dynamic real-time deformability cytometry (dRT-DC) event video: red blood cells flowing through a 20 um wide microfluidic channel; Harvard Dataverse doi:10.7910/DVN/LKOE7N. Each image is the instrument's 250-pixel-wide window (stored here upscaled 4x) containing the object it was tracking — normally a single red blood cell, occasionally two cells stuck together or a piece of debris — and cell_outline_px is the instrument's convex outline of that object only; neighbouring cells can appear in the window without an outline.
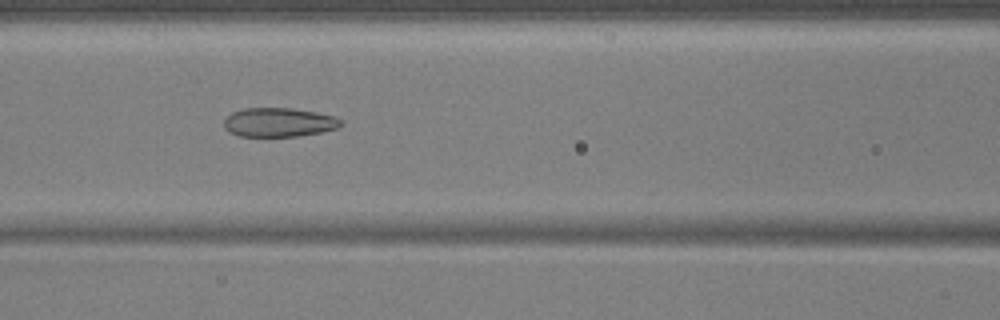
{"species": "common noctule bat (a hibernating species)", "species_latin": "Nyctalus noctula", "temperature_condition": "warm", "stored_images_in_passage": 54, "camera_frame_rate_fps": 3000, "um_per_image_px": 0.085, "animal": {"sex": "male", "body_mass_g": 17.9, "forearm_length_mm": 54.2}, "frame": {"image": 1, "passage_image": 24, "time_ms": 7.667, "image_size_px": [1000, 320], "cell_outline_px": [[344, 124], [336, 128], [320, 132], [296, 136], [240, 136], [228, 132], [224, 128], [224, 120], [232, 112], [244, 108], [292, 108], [316, 112], [336, 116], [344, 120]], "centroid_in_image_um": [23.72, 10.39], "position_along_channel_um": 142.9, "area_um2": 19.88}}
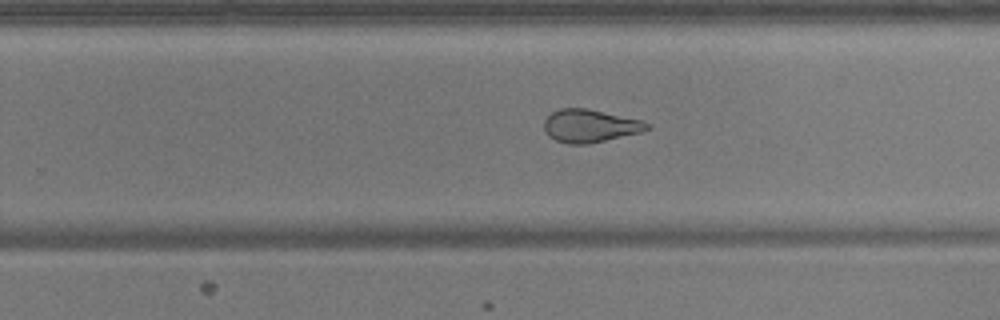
{"frame": {"image": 2, "passage_image": 35, "time_ms": 11.333, "image_size_px": [1000, 320], "cell_outline_px": [[652, 128], [640, 132], [588, 144], [568, 144], [556, 140], [548, 136], [544, 128], [544, 120], [552, 112], [560, 108], [588, 108], [640, 120], [648, 124]], "centroid_in_image_um": [50.11, 10.69], "position_along_channel_um": 279.7, "area_um2": 19.59}}
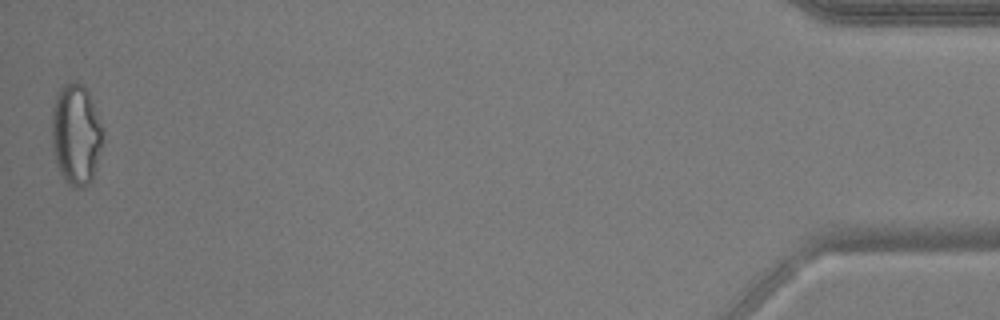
{"frame": {"image": 3, "passage_image": 54, "time_ms": 17.667, "image_size_px": [1000, 320], "cell_outline_px": [[104, 140], [96, 168], [92, 180], [84, 188], [76, 188], [64, 180], [60, 176], [52, 152], [52, 108], [56, 92], [64, 84], [72, 80], [76, 80], [84, 84], [92, 100], [104, 136]], "centroid_in_image_um": [6.44, 11.43], "position_along_channel_um": 428.8, "area_um2": 30.69}, "authors_computed_cell_mechanics": {"area_um2": 23.5246, "velocity_mm_per_s": 3.7389, "shape_relaxation_time_tau1_ms": null, "shape_relaxation_time_tau2_ms": 1.5987, "deformation_change_tau1": null, "deformation_change_tau2": 0.0912}}